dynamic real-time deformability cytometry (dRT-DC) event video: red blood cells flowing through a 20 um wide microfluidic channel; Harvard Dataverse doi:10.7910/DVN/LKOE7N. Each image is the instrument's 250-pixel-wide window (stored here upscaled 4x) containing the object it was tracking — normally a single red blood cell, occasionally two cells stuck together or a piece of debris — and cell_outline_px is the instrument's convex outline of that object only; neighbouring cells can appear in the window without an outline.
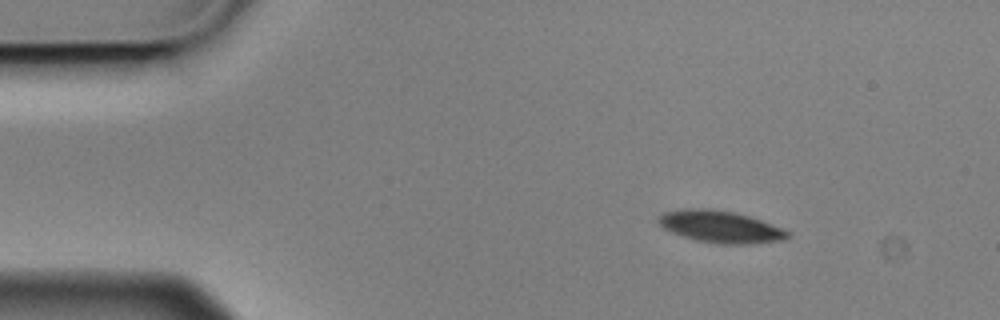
{"species": "Egyptian fruit bat (a non-hibernating species)", "species_latin": "Rousettus aegyptiacus", "temperature_condition": "cold", "stored_images_in_passage": 4, "camera_frame_rate_fps": 3000, "um_per_image_px": 0.085, "animal": {"sex": "male"}, "frame": {"image": 1, "passage_image": 1, "time_ms": 0.0, "image_size_px": [1000, 320], "cell_outline_px": [[792, 236], [784, 240], [748, 244], [716, 244], [696, 240], [672, 232], [664, 228], [656, 220], [664, 212], [684, 208], [704, 208], [736, 212], [760, 220], [792, 232]], "centroid_in_image_um": [61.26, 19.27], "position_along_channel_um": 23.7, "area_um2": 24.1}}
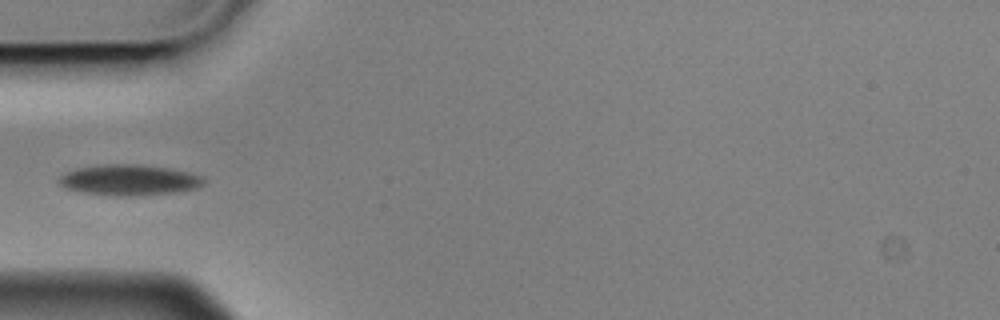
{"frame": {"image": 2, "passage_image": 4, "time_ms": 1.0, "image_size_px": [1000, 320], "cell_outline_px": [[204, 184], [196, 188], [176, 192], [132, 196], [112, 196], [80, 192], [68, 188], [60, 184], [56, 180], [60, 176], [68, 172], [80, 168], [104, 164], [136, 164], [168, 168], [204, 176]], "centroid_in_image_um": [10.99, 15.31], "position_along_channel_um": 74.0, "area_um2": 25.78}}